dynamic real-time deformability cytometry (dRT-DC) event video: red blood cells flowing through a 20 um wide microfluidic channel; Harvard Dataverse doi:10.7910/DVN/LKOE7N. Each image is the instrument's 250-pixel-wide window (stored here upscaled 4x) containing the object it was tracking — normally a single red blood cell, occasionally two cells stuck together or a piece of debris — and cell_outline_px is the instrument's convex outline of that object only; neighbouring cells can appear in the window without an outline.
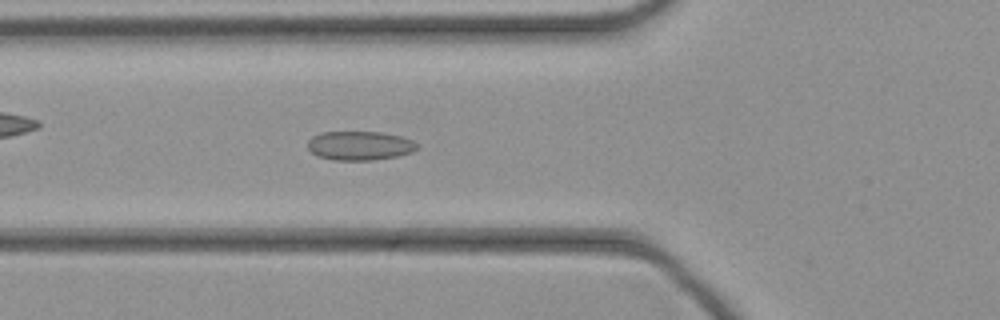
{"species": "common noctule bat (a hibernating species)", "species_latin": "Nyctalus noctula", "temperature_condition": "cold", "stored_images_in_passage": 36, "camera_frame_rate_fps": 3000, "um_per_image_px": 0.085, "animal": {"sex": "female", "body_mass_g": 21.9}, "frame": {"image": 1, "passage_image": 7, "time_ms": 2.0, "image_size_px": [1000, 320], "cell_outline_px": [[420, 144], [412, 152], [396, 156], [372, 160], [332, 160], [320, 156], [312, 152], [308, 148], [308, 140], [312, 136], [320, 132], [380, 132], [400, 136], [412, 140]], "centroid_in_image_um": [30.57, 12.37], "position_along_channel_um": 95.2, "area_um2": 18.44}}
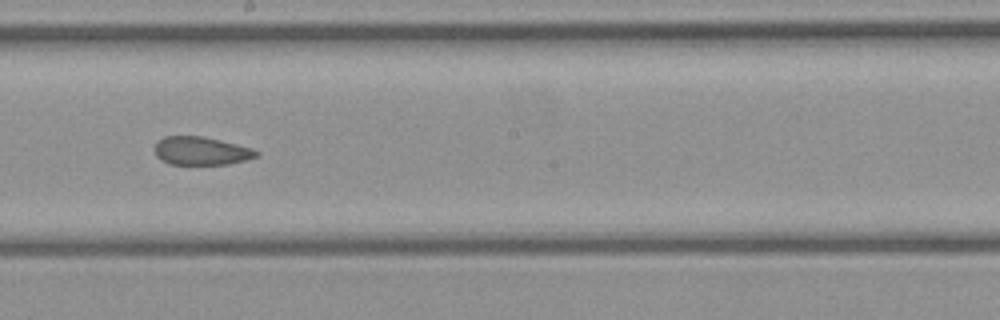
{"frame": {"image": 2, "passage_image": 16, "time_ms": 5.0, "image_size_px": [1000, 320], "cell_outline_px": [[260, 152], [256, 156], [244, 160], [228, 164], [168, 164], [156, 156], [152, 148], [156, 140], [164, 136], [204, 136], [252, 148]], "centroid_in_image_um": [17.02, 12.81], "position_along_channel_um": 231.2, "area_um2": 16.88}}
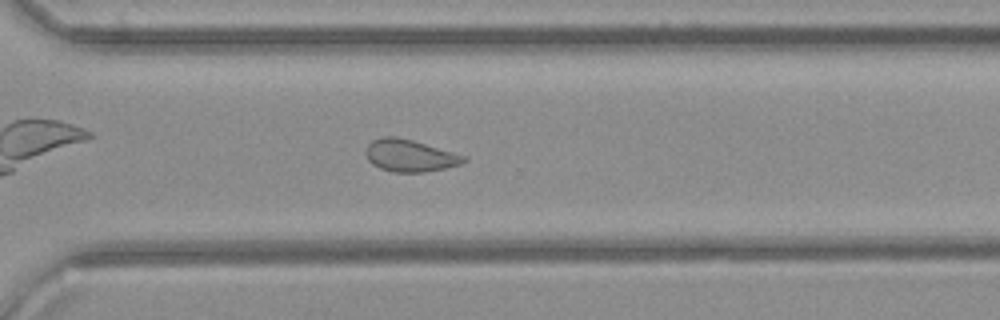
{"frame": {"image": 3, "passage_image": 23, "time_ms": 7.333, "image_size_px": [1000, 320], "cell_outline_px": [[468, 160], [460, 164], [444, 168], [424, 172], [392, 172], [380, 168], [372, 164], [368, 160], [364, 152], [368, 144], [372, 140], [384, 136], [396, 136], [412, 140], [468, 156]], "centroid_in_image_um": [34.83, 13.22], "position_along_channel_um": 335.8, "area_um2": 18.44}}